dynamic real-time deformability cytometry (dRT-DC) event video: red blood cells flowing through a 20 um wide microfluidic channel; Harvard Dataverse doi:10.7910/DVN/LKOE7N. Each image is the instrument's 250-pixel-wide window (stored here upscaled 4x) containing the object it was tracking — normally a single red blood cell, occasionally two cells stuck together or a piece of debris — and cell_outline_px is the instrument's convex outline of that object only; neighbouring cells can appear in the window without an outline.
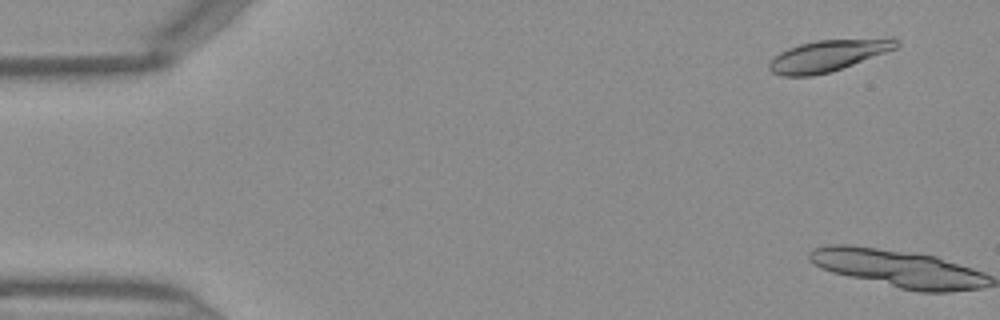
{"species": "Egyptian fruit bat (a non-hibernating species)", "species_latin": "Rousettus aegyptiacus", "temperature_condition": "warm", "stored_images_in_passage": 5, "camera_frame_rate_fps": 3000, "um_per_image_px": 0.085, "frame": {"image": 1, "passage_image": 4, "time_ms": 1.0, "image_size_px": [1000, 320], "cell_outline_px": [[900, 44], [896, 48], [832, 72], [812, 76], [780, 76], [772, 72], [768, 68], [768, 64], [780, 52], [788, 48], [800, 44], [816, 40], [892, 36], [900, 40]], "centroid_in_image_um": [70.46, 4.7], "position_along_channel_um": 14.5, "area_um2": 23.81}}